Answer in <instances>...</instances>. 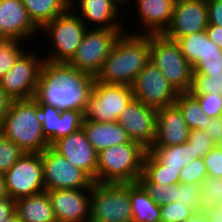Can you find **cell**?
<instances>
[{"instance_id": "obj_19", "label": "cell", "mask_w": 222, "mask_h": 222, "mask_svg": "<svg viewBox=\"0 0 222 222\" xmlns=\"http://www.w3.org/2000/svg\"><path fill=\"white\" fill-rule=\"evenodd\" d=\"M91 189L47 190L58 222H89Z\"/></svg>"}, {"instance_id": "obj_7", "label": "cell", "mask_w": 222, "mask_h": 222, "mask_svg": "<svg viewBox=\"0 0 222 222\" xmlns=\"http://www.w3.org/2000/svg\"><path fill=\"white\" fill-rule=\"evenodd\" d=\"M150 60L178 93L189 92L193 67L181 53L176 41L164 34H150Z\"/></svg>"}, {"instance_id": "obj_14", "label": "cell", "mask_w": 222, "mask_h": 222, "mask_svg": "<svg viewBox=\"0 0 222 222\" xmlns=\"http://www.w3.org/2000/svg\"><path fill=\"white\" fill-rule=\"evenodd\" d=\"M175 2L176 0H134L132 10H130L131 14H126L128 17L132 15L131 18L137 17L136 22L134 19L136 24L134 28L133 23L130 25L132 27L125 28V32L143 35L164 34L172 22ZM133 9L135 10L133 11ZM133 14L135 15L133 16Z\"/></svg>"}, {"instance_id": "obj_18", "label": "cell", "mask_w": 222, "mask_h": 222, "mask_svg": "<svg viewBox=\"0 0 222 222\" xmlns=\"http://www.w3.org/2000/svg\"><path fill=\"white\" fill-rule=\"evenodd\" d=\"M39 32L21 0H0V39H17L28 45L43 35Z\"/></svg>"}, {"instance_id": "obj_1", "label": "cell", "mask_w": 222, "mask_h": 222, "mask_svg": "<svg viewBox=\"0 0 222 222\" xmlns=\"http://www.w3.org/2000/svg\"><path fill=\"white\" fill-rule=\"evenodd\" d=\"M95 77L69 63L44 60L35 98L62 110L85 113Z\"/></svg>"}, {"instance_id": "obj_8", "label": "cell", "mask_w": 222, "mask_h": 222, "mask_svg": "<svg viewBox=\"0 0 222 222\" xmlns=\"http://www.w3.org/2000/svg\"><path fill=\"white\" fill-rule=\"evenodd\" d=\"M133 99L131 86L101 83L95 79L84 118L94 122H116Z\"/></svg>"}, {"instance_id": "obj_45", "label": "cell", "mask_w": 222, "mask_h": 222, "mask_svg": "<svg viewBox=\"0 0 222 222\" xmlns=\"http://www.w3.org/2000/svg\"><path fill=\"white\" fill-rule=\"evenodd\" d=\"M206 131L217 145H222V116L211 118Z\"/></svg>"}, {"instance_id": "obj_29", "label": "cell", "mask_w": 222, "mask_h": 222, "mask_svg": "<svg viewBox=\"0 0 222 222\" xmlns=\"http://www.w3.org/2000/svg\"><path fill=\"white\" fill-rule=\"evenodd\" d=\"M149 151L167 168L182 169L193 160V151L189 142L168 147H151Z\"/></svg>"}, {"instance_id": "obj_28", "label": "cell", "mask_w": 222, "mask_h": 222, "mask_svg": "<svg viewBox=\"0 0 222 222\" xmlns=\"http://www.w3.org/2000/svg\"><path fill=\"white\" fill-rule=\"evenodd\" d=\"M175 104L182 112L183 118L191 131L207 128L211 118L203 112L198 100L189 92L179 93Z\"/></svg>"}, {"instance_id": "obj_16", "label": "cell", "mask_w": 222, "mask_h": 222, "mask_svg": "<svg viewBox=\"0 0 222 222\" xmlns=\"http://www.w3.org/2000/svg\"><path fill=\"white\" fill-rule=\"evenodd\" d=\"M70 8L88 28L125 30L128 23L125 14L110 0H70Z\"/></svg>"}, {"instance_id": "obj_3", "label": "cell", "mask_w": 222, "mask_h": 222, "mask_svg": "<svg viewBox=\"0 0 222 222\" xmlns=\"http://www.w3.org/2000/svg\"><path fill=\"white\" fill-rule=\"evenodd\" d=\"M0 133L25 153H42L50 147L37 118V99L13 100L0 123Z\"/></svg>"}, {"instance_id": "obj_40", "label": "cell", "mask_w": 222, "mask_h": 222, "mask_svg": "<svg viewBox=\"0 0 222 222\" xmlns=\"http://www.w3.org/2000/svg\"><path fill=\"white\" fill-rule=\"evenodd\" d=\"M191 95L198 100L201 109L210 118L222 116V95H218L217 93Z\"/></svg>"}, {"instance_id": "obj_13", "label": "cell", "mask_w": 222, "mask_h": 222, "mask_svg": "<svg viewBox=\"0 0 222 222\" xmlns=\"http://www.w3.org/2000/svg\"><path fill=\"white\" fill-rule=\"evenodd\" d=\"M131 87L135 100L155 109L174 104L179 94L151 60L136 76Z\"/></svg>"}, {"instance_id": "obj_50", "label": "cell", "mask_w": 222, "mask_h": 222, "mask_svg": "<svg viewBox=\"0 0 222 222\" xmlns=\"http://www.w3.org/2000/svg\"><path fill=\"white\" fill-rule=\"evenodd\" d=\"M114 5L117 6V8L122 12L123 11V14H125L126 16V13H125V10L130 12V8L132 7V4L134 2V0H110ZM133 1V2H132ZM129 5V6H128ZM131 5V6H130ZM128 6V7H127ZM126 8V9H125ZM125 9V10H124Z\"/></svg>"}, {"instance_id": "obj_35", "label": "cell", "mask_w": 222, "mask_h": 222, "mask_svg": "<svg viewBox=\"0 0 222 222\" xmlns=\"http://www.w3.org/2000/svg\"><path fill=\"white\" fill-rule=\"evenodd\" d=\"M25 152L0 133V173L5 174Z\"/></svg>"}, {"instance_id": "obj_6", "label": "cell", "mask_w": 222, "mask_h": 222, "mask_svg": "<svg viewBox=\"0 0 222 222\" xmlns=\"http://www.w3.org/2000/svg\"><path fill=\"white\" fill-rule=\"evenodd\" d=\"M89 222H133L130 183L94 182Z\"/></svg>"}, {"instance_id": "obj_32", "label": "cell", "mask_w": 222, "mask_h": 222, "mask_svg": "<svg viewBox=\"0 0 222 222\" xmlns=\"http://www.w3.org/2000/svg\"><path fill=\"white\" fill-rule=\"evenodd\" d=\"M200 188L202 199L199 211L205 213L222 202V177L207 176L200 184Z\"/></svg>"}, {"instance_id": "obj_30", "label": "cell", "mask_w": 222, "mask_h": 222, "mask_svg": "<svg viewBox=\"0 0 222 222\" xmlns=\"http://www.w3.org/2000/svg\"><path fill=\"white\" fill-rule=\"evenodd\" d=\"M37 118L42 124V131L51 146L60 139L61 111L54 106L42 104L37 100Z\"/></svg>"}, {"instance_id": "obj_10", "label": "cell", "mask_w": 222, "mask_h": 222, "mask_svg": "<svg viewBox=\"0 0 222 222\" xmlns=\"http://www.w3.org/2000/svg\"><path fill=\"white\" fill-rule=\"evenodd\" d=\"M123 32L125 30L88 28L75 55L68 63L77 70L96 77Z\"/></svg>"}, {"instance_id": "obj_37", "label": "cell", "mask_w": 222, "mask_h": 222, "mask_svg": "<svg viewBox=\"0 0 222 222\" xmlns=\"http://www.w3.org/2000/svg\"><path fill=\"white\" fill-rule=\"evenodd\" d=\"M207 176V168L203 158L193 159L181 169L179 174L180 183L197 185H200Z\"/></svg>"}, {"instance_id": "obj_22", "label": "cell", "mask_w": 222, "mask_h": 222, "mask_svg": "<svg viewBox=\"0 0 222 222\" xmlns=\"http://www.w3.org/2000/svg\"><path fill=\"white\" fill-rule=\"evenodd\" d=\"M82 128L96 153L114 145L131 141L122 126L116 122H94L84 118Z\"/></svg>"}, {"instance_id": "obj_4", "label": "cell", "mask_w": 222, "mask_h": 222, "mask_svg": "<svg viewBox=\"0 0 222 222\" xmlns=\"http://www.w3.org/2000/svg\"><path fill=\"white\" fill-rule=\"evenodd\" d=\"M147 149L136 141L114 145L97 154L96 182L137 183Z\"/></svg>"}, {"instance_id": "obj_49", "label": "cell", "mask_w": 222, "mask_h": 222, "mask_svg": "<svg viewBox=\"0 0 222 222\" xmlns=\"http://www.w3.org/2000/svg\"><path fill=\"white\" fill-rule=\"evenodd\" d=\"M208 222H222V202L213 209L205 212Z\"/></svg>"}, {"instance_id": "obj_5", "label": "cell", "mask_w": 222, "mask_h": 222, "mask_svg": "<svg viewBox=\"0 0 222 222\" xmlns=\"http://www.w3.org/2000/svg\"><path fill=\"white\" fill-rule=\"evenodd\" d=\"M87 29L82 19L71 8L45 24L40 29L44 34L42 38L46 42L43 43L44 46L41 45L43 49H40L44 59L50 62L68 63L75 55Z\"/></svg>"}, {"instance_id": "obj_27", "label": "cell", "mask_w": 222, "mask_h": 222, "mask_svg": "<svg viewBox=\"0 0 222 222\" xmlns=\"http://www.w3.org/2000/svg\"><path fill=\"white\" fill-rule=\"evenodd\" d=\"M133 222H160V206L138 183H130Z\"/></svg>"}, {"instance_id": "obj_47", "label": "cell", "mask_w": 222, "mask_h": 222, "mask_svg": "<svg viewBox=\"0 0 222 222\" xmlns=\"http://www.w3.org/2000/svg\"><path fill=\"white\" fill-rule=\"evenodd\" d=\"M205 32L207 33L208 38L220 49H222V27L208 24Z\"/></svg>"}, {"instance_id": "obj_51", "label": "cell", "mask_w": 222, "mask_h": 222, "mask_svg": "<svg viewBox=\"0 0 222 222\" xmlns=\"http://www.w3.org/2000/svg\"><path fill=\"white\" fill-rule=\"evenodd\" d=\"M185 222H208V220L204 212L195 211Z\"/></svg>"}, {"instance_id": "obj_41", "label": "cell", "mask_w": 222, "mask_h": 222, "mask_svg": "<svg viewBox=\"0 0 222 222\" xmlns=\"http://www.w3.org/2000/svg\"><path fill=\"white\" fill-rule=\"evenodd\" d=\"M84 113L78 110L61 111V131L60 138L74 133L82 128Z\"/></svg>"}, {"instance_id": "obj_9", "label": "cell", "mask_w": 222, "mask_h": 222, "mask_svg": "<svg viewBox=\"0 0 222 222\" xmlns=\"http://www.w3.org/2000/svg\"><path fill=\"white\" fill-rule=\"evenodd\" d=\"M33 50H32V49ZM29 47L0 79L1 87L13 100L33 99L40 79L44 56Z\"/></svg>"}, {"instance_id": "obj_48", "label": "cell", "mask_w": 222, "mask_h": 222, "mask_svg": "<svg viewBox=\"0 0 222 222\" xmlns=\"http://www.w3.org/2000/svg\"><path fill=\"white\" fill-rule=\"evenodd\" d=\"M13 99L6 93L0 85V123L4 115L8 112Z\"/></svg>"}, {"instance_id": "obj_15", "label": "cell", "mask_w": 222, "mask_h": 222, "mask_svg": "<svg viewBox=\"0 0 222 222\" xmlns=\"http://www.w3.org/2000/svg\"><path fill=\"white\" fill-rule=\"evenodd\" d=\"M132 141L149 150L156 137L157 109L133 99L117 118Z\"/></svg>"}, {"instance_id": "obj_23", "label": "cell", "mask_w": 222, "mask_h": 222, "mask_svg": "<svg viewBox=\"0 0 222 222\" xmlns=\"http://www.w3.org/2000/svg\"><path fill=\"white\" fill-rule=\"evenodd\" d=\"M15 213L20 222H56L47 191L16 199Z\"/></svg>"}, {"instance_id": "obj_52", "label": "cell", "mask_w": 222, "mask_h": 222, "mask_svg": "<svg viewBox=\"0 0 222 222\" xmlns=\"http://www.w3.org/2000/svg\"><path fill=\"white\" fill-rule=\"evenodd\" d=\"M9 197L6 191L5 176L0 173V198Z\"/></svg>"}, {"instance_id": "obj_44", "label": "cell", "mask_w": 222, "mask_h": 222, "mask_svg": "<svg viewBox=\"0 0 222 222\" xmlns=\"http://www.w3.org/2000/svg\"><path fill=\"white\" fill-rule=\"evenodd\" d=\"M208 24L222 27V1L207 0Z\"/></svg>"}, {"instance_id": "obj_11", "label": "cell", "mask_w": 222, "mask_h": 222, "mask_svg": "<svg viewBox=\"0 0 222 222\" xmlns=\"http://www.w3.org/2000/svg\"><path fill=\"white\" fill-rule=\"evenodd\" d=\"M45 191L91 189L94 180L51 147L41 153Z\"/></svg>"}, {"instance_id": "obj_42", "label": "cell", "mask_w": 222, "mask_h": 222, "mask_svg": "<svg viewBox=\"0 0 222 222\" xmlns=\"http://www.w3.org/2000/svg\"><path fill=\"white\" fill-rule=\"evenodd\" d=\"M222 72V55L205 56L193 67V74L208 76Z\"/></svg>"}, {"instance_id": "obj_39", "label": "cell", "mask_w": 222, "mask_h": 222, "mask_svg": "<svg viewBox=\"0 0 222 222\" xmlns=\"http://www.w3.org/2000/svg\"><path fill=\"white\" fill-rule=\"evenodd\" d=\"M188 142L191 144L193 159L203 158L216 145L206 131L199 129L190 132Z\"/></svg>"}, {"instance_id": "obj_24", "label": "cell", "mask_w": 222, "mask_h": 222, "mask_svg": "<svg viewBox=\"0 0 222 222\" xmlns=\"http://www.w3.org/2000/svg\"><path fill=\"white\" fill-rule=\"evenodd\" d=\"M176 42L180 47L181 53L192 67L202 57L222 55V49L208 38L205 31L178 38Z\"/></svg>"}, {"instance_id": "obj_2", "label": "cell", "mask_w": 222, "mask_h": 222, "mask_svg": "<svg viewBox=\"0 0 222 222\" xmlns=\"http://www.w3.org/2000/svg\"><path fill=\"white\" fill-rule=\"evenodd\" d=\"M150 62V34L123 32L95 79L101 83L131 86Z\"/></svg>"}, {"instance_id": "obj_21", "label": "cell", "mask_w": 222, "mask_h": 222, "mask_svg": "<svg viewBox=\"0 0 222 222\" xmlns=\"http://www.w3.org/2000/svg\"><path fill=\"white\" fill-rule=\"evenodd\" d=\"M156 137L151 147H168L188 142L191 130L174 103L157 109Z\"/></svg>"}, {"instance_id": "obj_36", "label": "cell", "mask_w": 222, "mask_h": 222, "mask_svg": "<svg viewBox=\"0 0 222 222\" xmlns=\"http://www.w3.org/2000/svg\"><path fill=\"white\" fill-rule=\"evenodd\" d=\"M200 185L192 183H177V201L190 207L194 212L199 211L201 206Z\"/></svg>"}, {"instance_id": "obj_33", "label": "cell", "mask_w": 222, "mask_h": 222, "mask_svg": "<svg viewBox=\"0 0 222 222\" xmlns=\"http://www.w3.org/2000/svg\"><path fill=\"white\" fill-rule=\"evenodd\" d=\"M159 206L177 201V183L137 182Z\"/></svg>"}, {"instance_id": "obj_43", "label": "cell", "mask_w": 222, "mask_h": 222, "mask_svg": "<svg viewBox=\"0 0 222 222\" xmlns=\"http://www.w3.org/2000/svg\"><path fill=\"white\" fill-rule=\"evenodd\" d=\"M208 176L222 177V145H215L203 157Z\"/></svg>"}, {"instance_id": "obj_25", "label": "cell", "mask_w": 222, "mask_h": 222, "mask_svg": "<svg viewBox=\"0 0 222 222\" xmlns=\"http://www.w3.org/2000/svg\"><path fill=\"white\" fill-rule=\"evenodd\" d=\"M33 23L41 29L70 8V0H21Z\"/></svg>"}, {"instance_id": "obj_34", "label": "cell", "mask_w": 222, "mask_h": 222, "mask_svg": "<svg viewBox=\"0 0 222 222\" xmlns=\"http://www.w3.org/2000/svg\"><path fill=\"white\" fill-rule=\"evenodd\" d=\"M190 94L217 93L222 95V72L208 76L193 74Z\"/></svg>"}, {"instance_id": "obj_12", "label": "cell", "mask_w": 222, "mask_h": 222, "mask_svg": "<svg viewBox=\"0 0 222 222\" xmlns=\"http://www.w3.org/2000/svg\"><path fill=\"white\" fill-rule=\"evenodd\" d=\"M4 176L6 191L11 199L45 191L41 153H24Z\"/></svg>"}, {"instance_id": "obj_46", "label": "cell", "mask_w": 222, "mask_h": 222, "mask_svg": "<svg viewBox=\"0 0 222 222\" xmlns=\"http://www.w3.org/2000/svg\"><path fill=\"white\" fill-rule=\"evenodd\" d=\"M15 213V200L10 197L0 198V222H4L7 218Z\"/></svg>"}, {"instance_id": "obj_17", "label": "cell", "mask_w": 222, "mask_h": 222, "mask_svg": "<svg viewBox=\"0 0 222 222\" xmlns=\"http://www.w3.org/2000/svg\"><path fill=\"white\" fill-rule=\"evenodd\" d=\"M208 26L207 0H176L172 22L164 35L176 41Z\"/></svg>"}, {"instance_id": "obj_31", "label": "cell", "mask_w": 222, "mask_h": 222, "mask_svg": "<svg viewBox=\"0 0 222 222\" xmlns=\"http://www.w3.org/2000/svg\"><path fill=\"white\" fill-rule=\"evenodd\" d=\"M24 41L17 39H0V79L15 64L17 59L28 49Z\"/></svg>"}, {"instance_id": "obj_26", "label": "cell", "mask_w": 222, "mask_h": 222, "mask_svg": "<svg viewBox=\"0 0 222 222\" xmlns=\"http://www.w3.org/2000/svg\"><path fill=\"white\" fill-rule=\"evenodd\" d=\"M181 169L167 168L152 152L146 151L143 159L142 174L137 182H156L160 184L180 183Z\"/></svg>"}, {"instance_id": "obj_20", "label": "cell", "mask_w": 222, "mask_h": 222, "mask_svg": "<svg viewBox=\"0 0 222 222\" xmlns=\"http://www.w3.org/2000/svg\"><path fill=\"white\" fill-rule=\"evenodd\" d=\"M50 147L96 181L97 153L83 128L58 139Z\"/></svg>"}, {"instance_id": "obj_38", "label": "cell", "mask_w": 222, "mask_h": 222, "mask_svg": "<svg viewBox=\"0 0 222 222\" xmlns=\"http://www.w3.org/2000/svg\"><path fill=\"white\" fill-rule=\"evenodd\" d=\"M193 213L190 207L175 201L160 206V222H185Z\"/></svg>"}, {"instance_id": "obj_53", "label": "cell", "mask_w": 222, "mask_h": 222, "mask_svg": "<svg viewBox=\"0 0 222 222\" xmlns=\"http://www.w3.org/2000/svg\"><path fill=\"white\" fill-rule=\"evenodd\" d=\"M4 222H20V220L18 219L16 213H14L11 217L4 220Z\"/></svg>"}]
</instances>
